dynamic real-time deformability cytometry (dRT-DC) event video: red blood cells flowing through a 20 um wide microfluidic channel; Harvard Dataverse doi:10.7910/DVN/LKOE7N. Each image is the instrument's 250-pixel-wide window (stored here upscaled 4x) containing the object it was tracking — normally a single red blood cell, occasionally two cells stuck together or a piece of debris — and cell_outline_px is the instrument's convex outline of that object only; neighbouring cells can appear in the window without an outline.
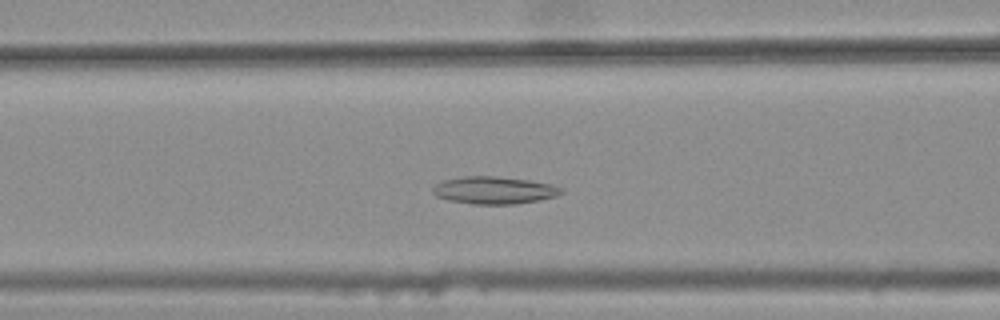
{"species": "common noctule bat (a hibernating species)", "species_latin": "Nyctalus noctula", "temperature_condition": "warm", "stored_images_in_passage": 41, "camera_frame_rate_fps": 3000, "um_per_image_px": 0.085, "animal": {"sex": "female", "body_mass_g": 25.1}, "frame": {"image": 1, "passage_image": 18, "time_ms": 5.667, "image_size_px": [1000, 320], "cell_outline_px": [[564, 192], [556, 196], [540, 200], [516, 204], [472, 204], [448, 200], [436, 196], [432, 192], [432, 188], [436, 184], [444, 180], [464, 176], [500, 176], [528, 180], [552, 184], [564, 188]], "centroid_in_image_um": [42.03, 16.17], "position_along_channel_um": 124.6, "area_um2": 20.69}}
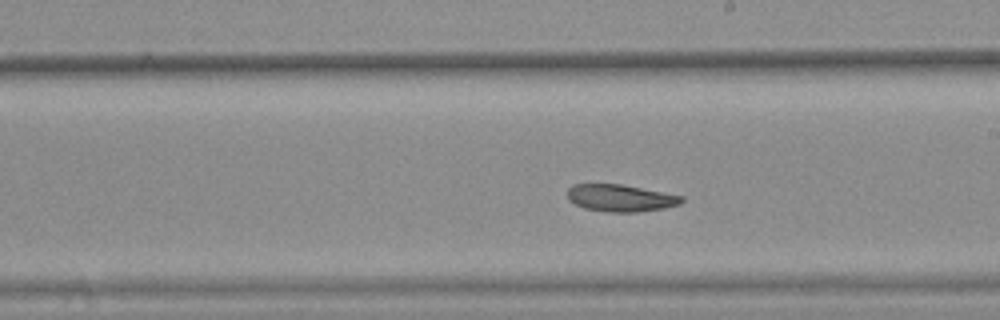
{"frame": {"image": 2, "passage_image": 27, "time_ms": 8.667, "image_size_px": [1000, 320], "cell_outline_px": [[684, 200], [680, 204], [664, 208], [636, 212], [608, 212], [584, 208], [568, 200], [568, 188], [572, 184], [620, 184], [684, 196]], "centroid_in_image_um": [52.74, 16.83], "position_along_channel_um": 236.3, "area_um2": 17.98}}
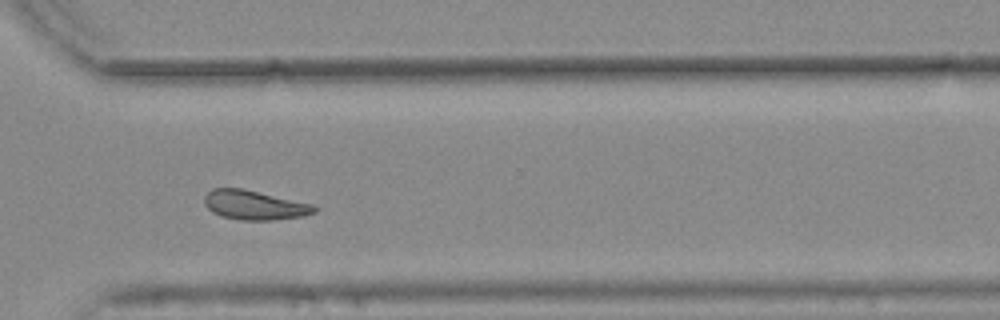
{"frame": {"image": 3, "passage_image": 36, "time_ms": 11.667, "image_size_px": [1000, 320], "cell_outline_px": [[316, 212], [304, 216], [272, 220], [240, 220], [220, 216], [212, 212], [204, 204], [204, 196], [212, 188], [244, 188], [312, 204], [316, 208]], "centroid_in_image_um": [21.6, 17.43], "position_along_channel_um": 349.0, "area_um2": 18.9}, "authors_computed_cell_mechanics": {"area_um2": 19.4786, "velocity_mm_per_s": 3.7385, "shape_relaxation_time_tau1_ms": null, "shape_relaxation_time_tau2_ms": 6.713, "deformation_change_tau1": null, "deformation_change_tau2": 0.1447}}